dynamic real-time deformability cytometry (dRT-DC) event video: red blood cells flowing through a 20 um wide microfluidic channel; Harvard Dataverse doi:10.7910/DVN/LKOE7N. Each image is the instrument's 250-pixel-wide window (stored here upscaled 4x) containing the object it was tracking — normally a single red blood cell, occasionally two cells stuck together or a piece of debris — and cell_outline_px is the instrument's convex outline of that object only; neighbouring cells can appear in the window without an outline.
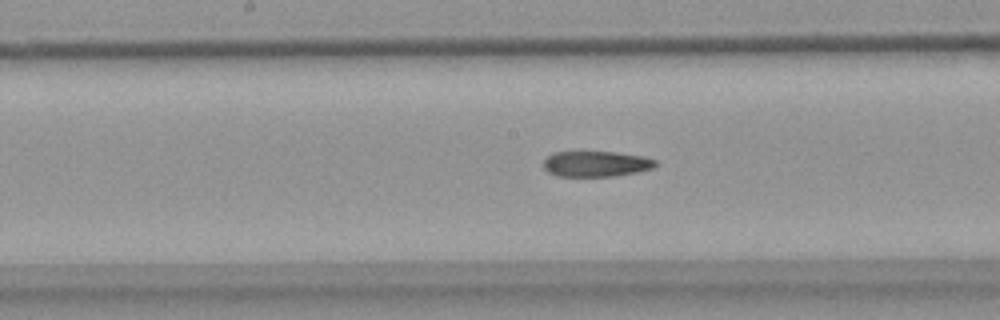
{"species": "common noctule bat (a hibernating species)", "species_latin": "Nyctalus noctula", "temperature_condition": "warm", "stored_images_in_passage": 32, "camera_frame_rate_fps": 3000, "um_per_image_px": 0.085, "animal": {"sex": "female", "body_mass_g": 18.4}, "frame": {"image": 1, "passage_image": 11, "time_ms": 3.333, "image_size_px": [1000, 320], "cell_outline_px": [[656, 164], [652, 168], [636, 172], [612, 176], [556, 176], [548, 172], [544, 168], [544, 160], [552, 152], [616, 152], [644, 156], [656, 160]], "centroid_in_image_um": [50.65, 13.92], "position_along_channel_um": 197.6, "area_um2": 16.65}}
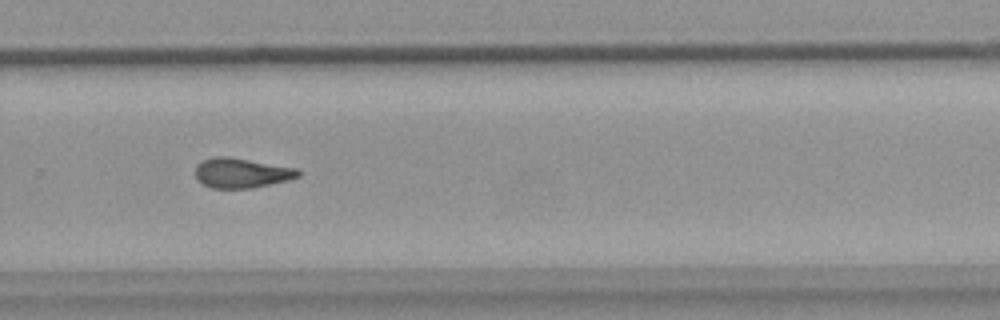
{"frame": {"image": 2, "passage_image": 20, "time_ms": 6.333, "image_size_px": [1000, 320], "cell_outline_px": [[300, 176], [288, 180], [252, 188], [212, 188], [204, 184], [196, 176], [196, 164], [200, 160], [216, 156], [228, 156], [296, 168], [300, 172]], "centroid_in_image_um": [20.51, 14.69], "position_along_channel_um": 309.3, "area_um2": 17.8}}
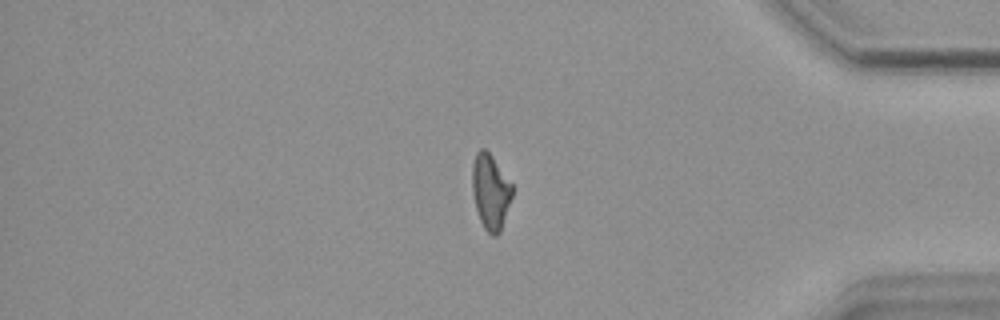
{"frame": {"image": 3, "passage_image": 29, "time_ms": 9.333, "image_size_px": [1000, 320], "cell_outline_px": [[512, 196], [500, 232], [496, 236], [492, 236], [484, 228], [480, 220], [476, 208], [472, 192], [472, 164], [476, 152], [480, 148], [484, 148], [492, 156], [512, 184]], "centroid_in_image_um": [41.68, 16.28], "position_along_channel_um": 393.5, "area_um2": 17.46}}